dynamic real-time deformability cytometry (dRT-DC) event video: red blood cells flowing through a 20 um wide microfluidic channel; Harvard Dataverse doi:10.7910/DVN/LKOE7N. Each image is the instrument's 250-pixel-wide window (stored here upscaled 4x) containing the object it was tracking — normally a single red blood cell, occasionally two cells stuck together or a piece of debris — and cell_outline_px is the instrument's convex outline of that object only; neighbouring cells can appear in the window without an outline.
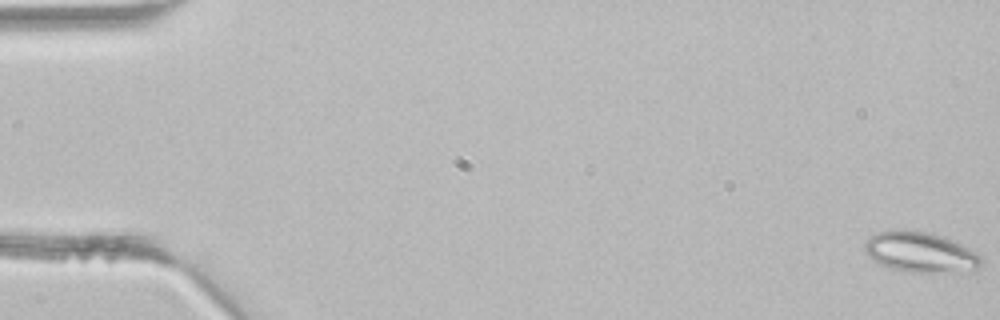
{"species": "common noctule bat (a hibernating species)", "species_latin": "Nyctalus noctula", "temperature_condition": "room temperature", "stored_images_in_passage": 43, "camera_frame_rate_fps": 3000, "um_per_image_px": 0.085, "animal": {"sex": "male", "body_mass_g": 21.5, "forearm_length_mm": 52.0}, "frame": {"image": 1, "passage_image": 1, "time_ms": 0.0, "image_size_px": [1000, 320], "cell_outline_px": [[984, 264], [976, 272], [912, 272], [892, 268], [880, 264], [872, 260], [868, 256], [864, 248], [864, 240], [868, 236], [876, 232], [888, 228], [904, 228], [932, 232], [944, 236], [976, 252], [980, 256]], "centroid_in_image_um": [78.23, 21.4], "position_along_channel_um": 6.8, "area_um2": 28.44}}
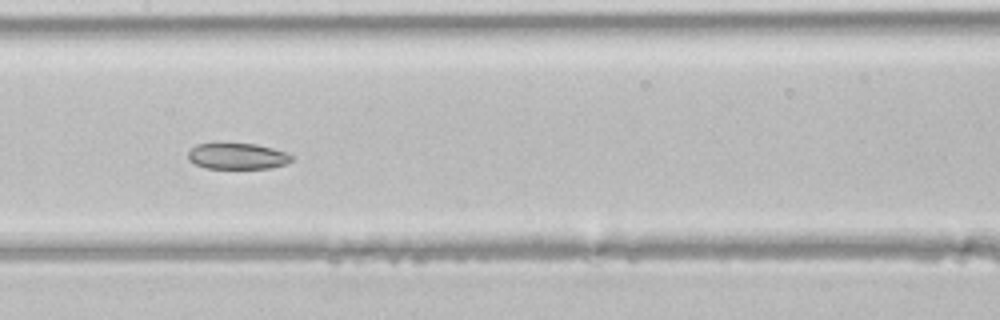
{"frame": {"image": 2, "passage_image": 22, "time_ms": 7.0, "image_size_px": [1000, 320], "cell_outline_px": [[296, 156], [292, 160], [284, 164], [272, 168], [204, 168], [188, 160], [188, 152], [196, 144], [216, 140], [220, 140], [256, 144], [288, 152]], "centroid_in_image_um": [20.15, 13.21], "position_along_channel_um": 187.3, "area_um2": 16.65}}
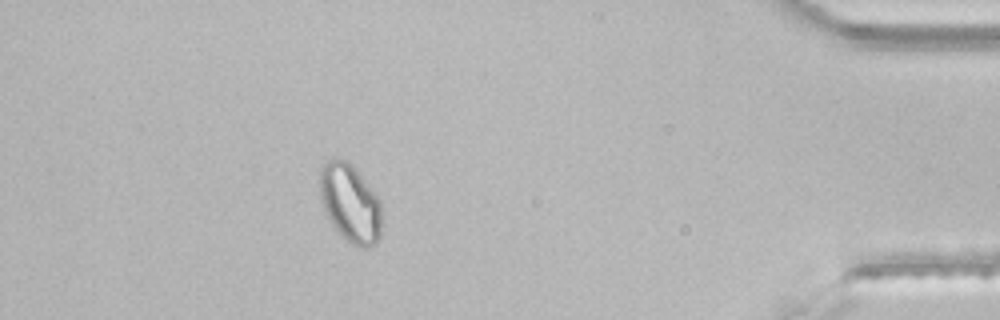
{"frame": {"image": 3, "passage_image": 39, "time_ms": 12.667, "image_size_px": [1000, 320], "cell_outline_px": [[380, 236], [376, 244], [368, 248], [356, 248], [332, 224], [320, 200], [320, 172], [324, 160], [332, 156], [348, 160], [380, 200]], "centroid_in_image_um": [29.75, 17.23], "position_along_channel_um": 405.5, "area_um2": 28.15}}